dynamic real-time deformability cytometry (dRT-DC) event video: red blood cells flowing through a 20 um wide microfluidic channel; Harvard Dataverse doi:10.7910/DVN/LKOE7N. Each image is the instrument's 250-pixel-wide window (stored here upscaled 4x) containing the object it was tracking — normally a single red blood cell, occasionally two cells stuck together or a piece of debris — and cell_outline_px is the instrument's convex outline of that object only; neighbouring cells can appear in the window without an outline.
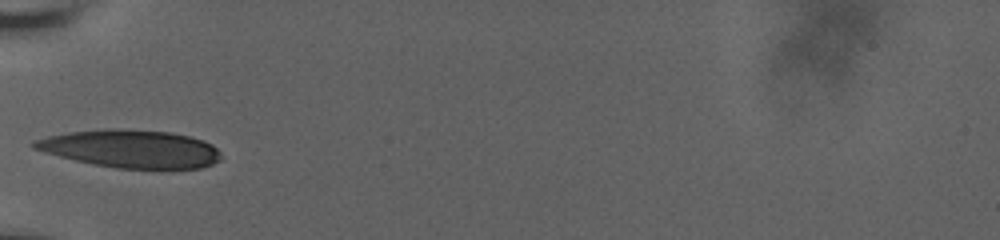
{"species": "human", "species_latin": "Homo sapiens", "temperature_condition": "room temperature", "stored_images_in_passage": 2, "camera_frame_rate_fps": 3000, "um_per_image_px": 0.085, "donor": {"sex": "male"}, "frame": {"image": 1, "passage_image": 1, "time_ms": 0.0, "image_size_px": [1000, 240], "cell_outline_px": [[220, 160], [212, 164], [200, 168], [116, 168], [76, 160], [44, 152], [32, 148], [32, 140], [48, 136], [68, 132], [108, 128], [116, 128], [168, 132], [192, 136], [204, 140], [212, 144], [220, 152]], "centroid_in_image_um": [11.12, 12.63], "position_along_channel_um": 73.9, "area_um2": 41.1}}